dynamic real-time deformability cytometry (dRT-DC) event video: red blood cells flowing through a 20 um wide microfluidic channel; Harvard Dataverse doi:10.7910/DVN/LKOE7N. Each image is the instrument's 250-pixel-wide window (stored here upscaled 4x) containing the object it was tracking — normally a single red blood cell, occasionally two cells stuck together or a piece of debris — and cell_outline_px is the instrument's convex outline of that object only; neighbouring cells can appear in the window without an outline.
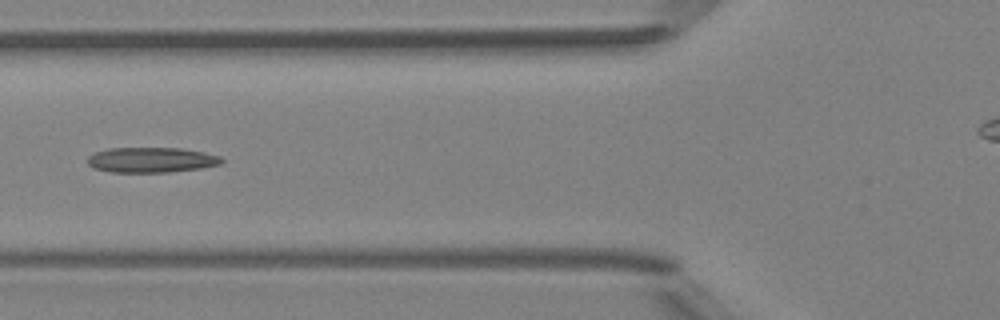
{"species": "Egyptian fruit bat (a non-hibernating species)", "species_latin": "Rousettus aegyptiacus", "temperature_condition": "room temperature", "stored_images_in_passage": 6, "camera_frame_rate_fps": 3000, "um_per_image_px": 0.085, "animal": {"sex": "female"}, "frame": {"image": 1, "passage_image": 5, "time_ms": 4.667, "image_size_px": [1000, 320], "cell_outline_px": [[224, 160], [220, 164], [200, 168], [168, 172], [112, 172], [96, 168], [88, 164], [88, 156], [92, 152], [108, 148], [180, 148], [204, 152], [220, 156]], "centroid_in_image_um": [12.85, 13.58], "position_along_channel_um": 112.9, "area_um2": 19.65}}
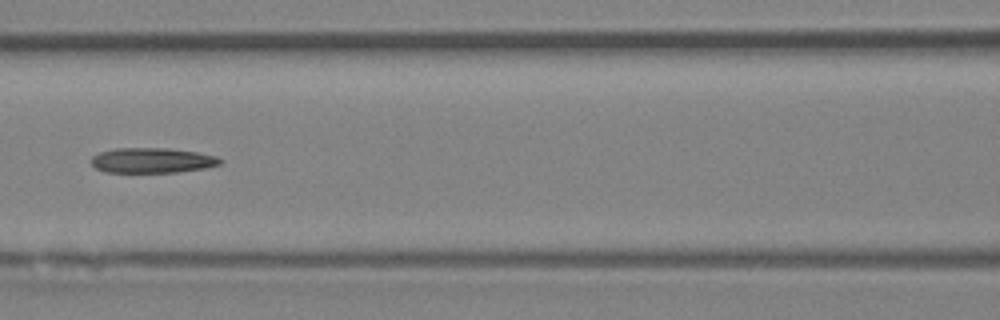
{"frame": {"image": 2, "passage_image": 6, "time_ms": 5.667, "image_size_px": [1000, 320], "cell_outline_px": [[224, 160], [220, 164], [204, 168], [176, 172], [104, 172], [96, 168], [92, 164], [92, 156], [100, 152], [116, 148], [168, 148], [196, 152], [216, 156]], "centroid_in_image_um": [12.93, 13.63], "position_along_channel_um": 153.7, "area_um2": 18.79}}